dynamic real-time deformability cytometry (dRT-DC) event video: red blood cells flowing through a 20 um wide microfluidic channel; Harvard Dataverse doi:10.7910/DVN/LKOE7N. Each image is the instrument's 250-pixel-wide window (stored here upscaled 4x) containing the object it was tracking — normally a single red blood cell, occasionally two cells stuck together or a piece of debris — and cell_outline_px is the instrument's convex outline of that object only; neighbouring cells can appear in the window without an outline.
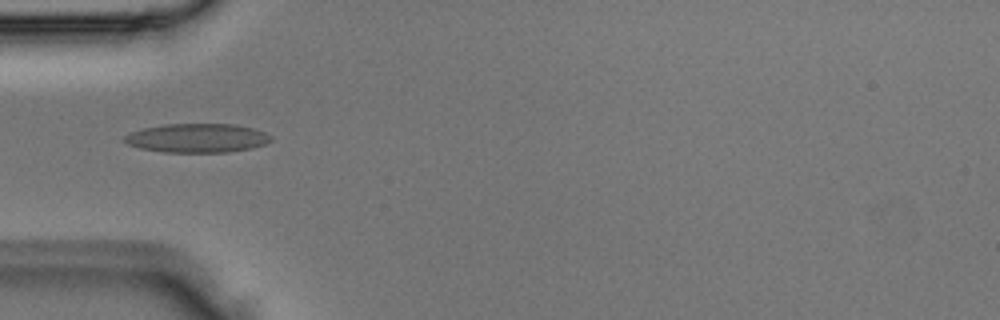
{"species": "Egyptian fruit bat (a non-hibernating species)", "species_latin": "Rousettus aegyptiacus", "temperature_condition": "room temperature", "stored_images_in_passage": 1, "camera_frame_rate_fps": 3000, "um_per_image_px": 0.085, "animal": {"sex": "male"}, "frame": {"image": 1, "passage_image": 1, "time_ms": 0.0, "image_size_px": [1000, 320], "cell_outline_px": [[272, 140], [264, 144], [248, 148], [228, 152], [164, 152], [140, 148], [128, 144], [120, 140], [124, 136], [132, 132], [144, 128], [164, 124], [236, 124], [256, 128], [272, 136]], "centroid_in_image_um": [16.75, 11.72], "position_along_channel_um": 68.2, "area_um2": 24.74}}